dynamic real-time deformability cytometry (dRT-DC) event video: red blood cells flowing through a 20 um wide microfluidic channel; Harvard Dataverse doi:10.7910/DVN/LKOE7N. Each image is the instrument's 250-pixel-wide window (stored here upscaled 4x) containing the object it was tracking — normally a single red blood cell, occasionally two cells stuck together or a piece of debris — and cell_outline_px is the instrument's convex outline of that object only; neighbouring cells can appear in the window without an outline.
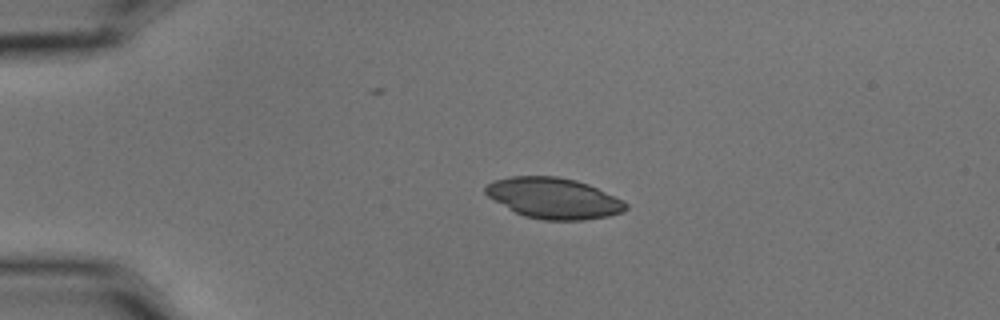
{"species": "common noctule bat (a hibernating species)", "species_latin": "Nyctalus noctula", "temperature_condition": "cold", "stored_images_in_passage": 3, "camera_frame_rate_fps": 3000, "um_per_image_px": 0.085, "animal": {"sex": "male", "body_mass_g": 15.6}, "frame": {"image": 1, "passage_image": 3, "time_ms": 0.667, "image_size_px": [1000, 320], "cell_outline_px": [[628, 208], [624, 212], [608, 216], [584, 220], [544, 220], [524, 216], [516, 212], [488, 196], [484, 192], [484, 188], [488, 184], [496, 180], [512, 176], [556, 176], [576, 180], [588, 184], [624, 200], [628, 204]], "centroid_in_image_um": [47.11, 16.85], "position_along_channel_um": 37.9, "area_um2": 33.23}}